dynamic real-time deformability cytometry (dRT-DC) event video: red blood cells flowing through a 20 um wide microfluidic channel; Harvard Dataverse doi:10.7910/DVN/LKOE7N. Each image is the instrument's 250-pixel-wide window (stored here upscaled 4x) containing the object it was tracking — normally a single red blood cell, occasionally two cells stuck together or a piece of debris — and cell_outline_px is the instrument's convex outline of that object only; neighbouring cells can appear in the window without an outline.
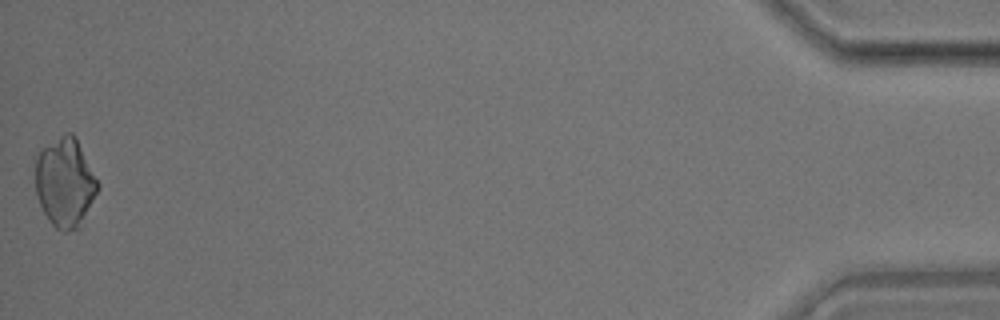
{"species": "common noctule bat (a hibernating species)", "species_latin": "Nyctalus noctula", "temperature_condition": "room temperature", "stored_images_in_passage": 39, "camera_frame_rate_fps": 3000, "um_per_image_px": 0.085, "animal": {"sex": "male", "body_mass_g": 17.9}, "frame": {"image": 1, "passage_image": 39, "time_ms": 12.667, "image_size_px": [1000, 320], "cell_outline_px": [[100, 188], [80, 228], [68, 232], [64, 232], [56, 228], [48, 220], [36, 196], [32, 160], [32, 156], [36, 152], [64, 132], [72, 132], [76, 136], [100, 184]], "centroid_in_image_um": [5.49, 15.48], "position_along_channel_um": 429.7, "area_um2": 33.7}}